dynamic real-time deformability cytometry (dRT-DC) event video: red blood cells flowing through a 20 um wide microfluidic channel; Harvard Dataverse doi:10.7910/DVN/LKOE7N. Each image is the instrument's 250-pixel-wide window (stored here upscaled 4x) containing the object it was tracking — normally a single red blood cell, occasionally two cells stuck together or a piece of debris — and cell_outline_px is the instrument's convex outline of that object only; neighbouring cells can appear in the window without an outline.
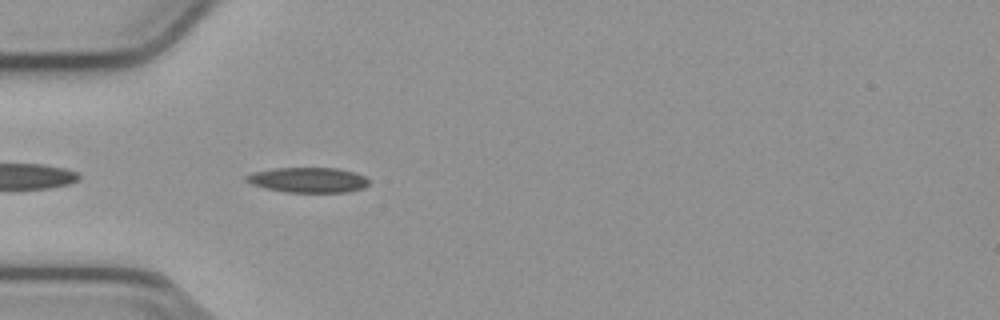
{"species": "common noctule bat (a hibernating species)", "species_latin": "Nyctalus noctula", "temperature_condition": "cold", "stored_images_in_passage": 40, "camera_frame_rate_fps": 3000, "um_per_image_px": 0.085, "animal": {"sex": "male", "body_mass_g": 23.1, "forearm_length_mm": 52.7}, "frame": {"image": 1, "passage_image": 3, "time_ms": 0.667, "image_size_px": [1000, 320], "cell_outline_px": [[368, 184], [364, 188], [348, 192], [284, 192], [264, 188], [252, 184], [244, 180], [244, 176], [252, 172], [276, 168], [336, 168], [352, 172], [364, 176], [368, 180]], "centroid_in_image_um": [26.15, 15.3], "position_along_channel_um": 58.9, "area_um2": 17.98}}
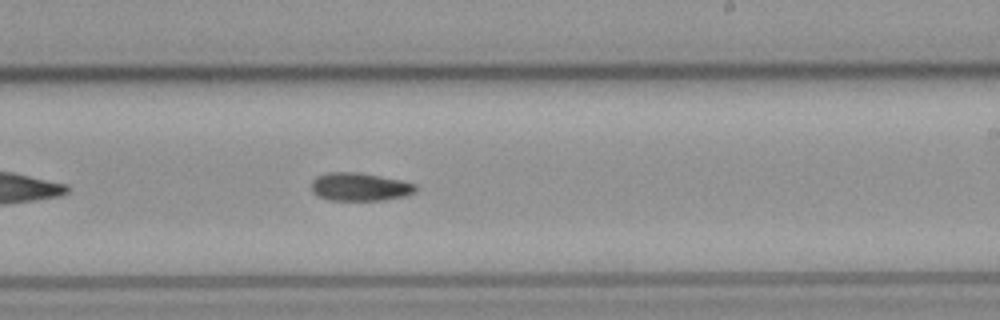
{"frame": {"image": 2, "passage_image": 19, "time_ms": 6.0, "image_size_px": [1000, 320], "cell_outline_px": [[416, 192], [404, 196], [384, 200], [328, 200], [312, 192], [312, 180], [316, 176], [328, 172], [360, 172], [400, 180], [416, 184]], "centroid_in_image_um": [30.57, 15.87], "position_along_channel_um": 258.4, "area_um2": 17.11}}
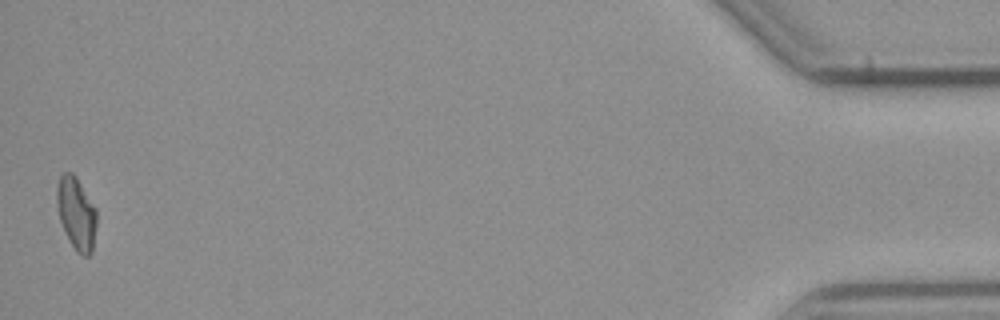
{"frame": {"image": 3, "passage_image": 40, "time_ms": 13.0, "image_size_px": [1000, 320], "cell_outline_px": [[96, 224], [92, 252], [88, 256], [84, 256], [76, 252], [60, 220], [56, 204], [56, 188], [60, 176], [64, 172], [72, 172], [76, 176], [96, 208]], "centroid_in_image_um": [6.49, 18.11], "position_along_channel_um": 428.7, "area_um2": 16.7}}